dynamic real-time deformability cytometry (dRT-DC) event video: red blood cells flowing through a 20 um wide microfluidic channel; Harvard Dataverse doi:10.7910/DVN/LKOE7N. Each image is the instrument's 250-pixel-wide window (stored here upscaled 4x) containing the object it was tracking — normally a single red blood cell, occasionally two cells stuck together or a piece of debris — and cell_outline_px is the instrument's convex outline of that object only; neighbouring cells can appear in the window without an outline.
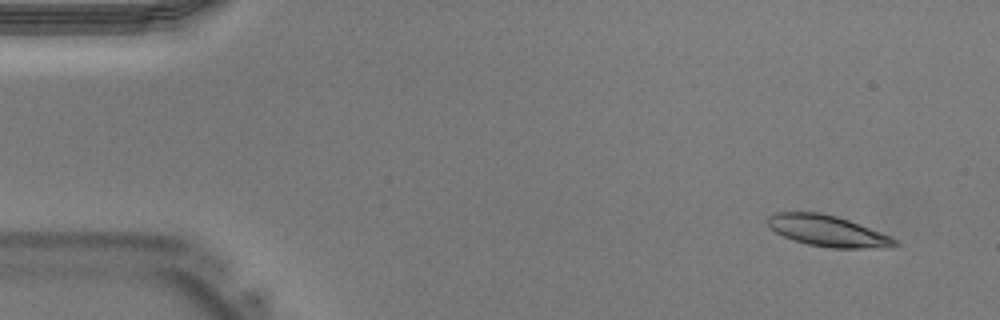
{"species": "Egyptian fruit bat (a non-hibernating species)", "species_latin": "Rousettus aegyptiacus", "temperature_condition": "warm", "stored_images_in_passage": 41, "camera_frame_rate_fps": 3000, "um_per_image_px": 0.085, "animal": {"sex": "male"}, "frame": {"image": 1, "passage_image": 3, "time_ms": 0.667, "image_size_px": [1000, 320], "cell_outline_px": [[900, 244], [880, 248], [832, 248], [808, 244], [784, 236], [768, 228], [768, 216], [776, 212], [820, 212], [836, 216], [848, 220], [892, 236]], "centroid_in_image_um": [70.35, 19.62], "position_along_channel_um": 14.7, "area_um2": 22.89}}
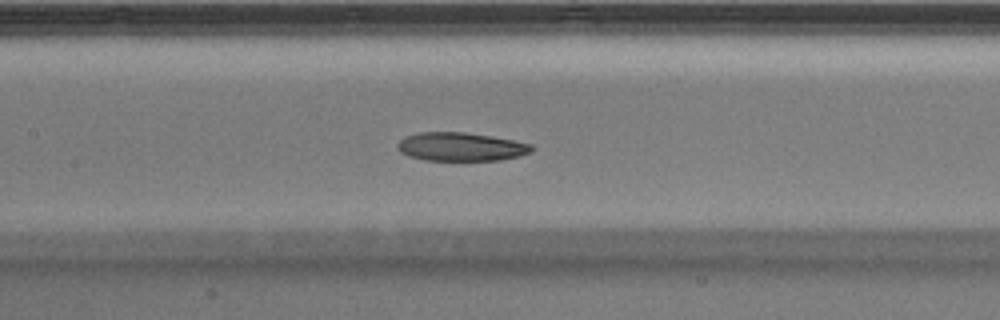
{"frame": {"image": 2, "passage_image": 19, "time_ms": 6.0, "image_size_px": [1000, 320], "cell_outline_px": [[536, 148], [532, 152], [520, 156], [500, 160], [424, 160], [408, 156], [400, 152], [396, 148], [396, 144], [404, 136], [420, 132], [464, 132], [492, 136], [532, 144]], "centroid_in_image_um": [39.17, 12.47], "position_along_channel_um": 168.2, "area_um2": 22.54}}
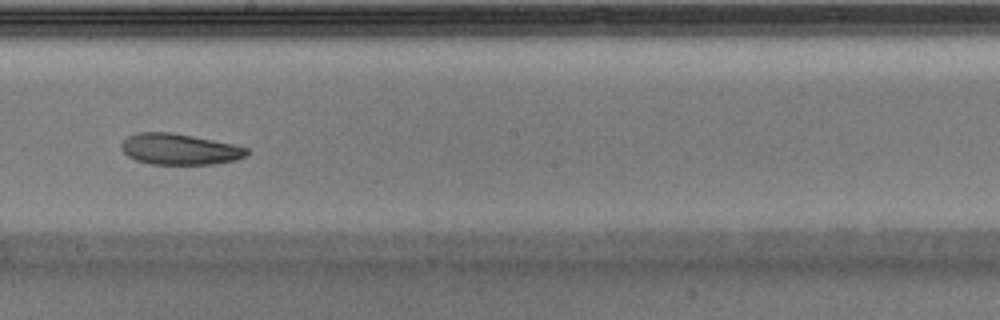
{"frame": {"image": 3, "passage_image": 23, "time_ms": 7.333, "image_size_px": [1000, 320], "cell_outline_px": [[248, 156], [236, 160], [216, 164], [152, 164], [136, 160], [128, 156], [124, 152], [120, 144], [128, 136], [136, 132], [172, 132], [232, 144], [248, 148]], "centroid_in_image_um": [15.27, 12.68], "position_along_channel_um": 232.9, "area_um2": 22.66}}